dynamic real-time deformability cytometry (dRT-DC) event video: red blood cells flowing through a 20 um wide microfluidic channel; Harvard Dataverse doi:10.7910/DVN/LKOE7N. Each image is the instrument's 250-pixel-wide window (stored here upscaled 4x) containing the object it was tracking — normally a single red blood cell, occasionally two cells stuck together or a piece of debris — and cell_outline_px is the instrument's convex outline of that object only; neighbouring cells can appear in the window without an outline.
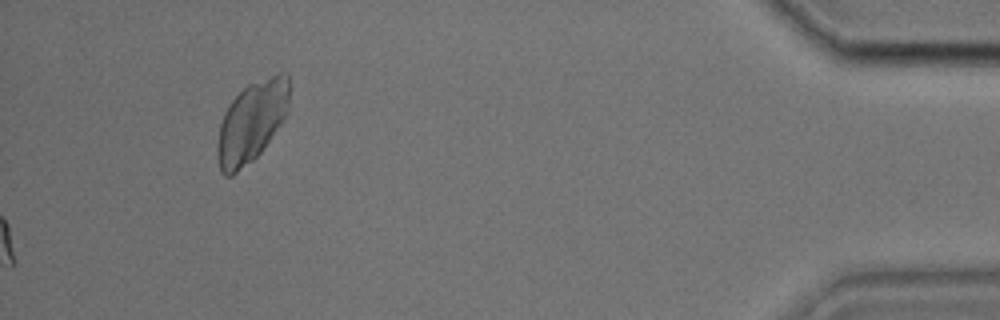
{"species": "common noctule bat (a hibernating species)", "species_latin": "Nyctalus noctula", "temperature_condition": "cold", "stored_images_in_passage": 32, "camera_frame_rate_fps": 3000, "um_per_image_px": 0.085, "animal": {"sex": "male", "body_mass_g": 17.9, "forearm_length_mm": 54.2}, "frame": {"image": 1, "passage_image": 32, "time_ms": 10.333, "image_size_px": [1000, 320], "cell_outline_px": [[288, 108], [280, 124], [260, 152], [252, 160], [232, 176], [224, 176], [220, 172], [216, 152], [216, 148], [220, 124], [224, 112], [232, 100], [248, 84], [280, 72], [288, 72]], "centroid_in_image_um": [21.35, 10.36], "position_along_channel_um": 413.8, "area_um2": 33.52}}